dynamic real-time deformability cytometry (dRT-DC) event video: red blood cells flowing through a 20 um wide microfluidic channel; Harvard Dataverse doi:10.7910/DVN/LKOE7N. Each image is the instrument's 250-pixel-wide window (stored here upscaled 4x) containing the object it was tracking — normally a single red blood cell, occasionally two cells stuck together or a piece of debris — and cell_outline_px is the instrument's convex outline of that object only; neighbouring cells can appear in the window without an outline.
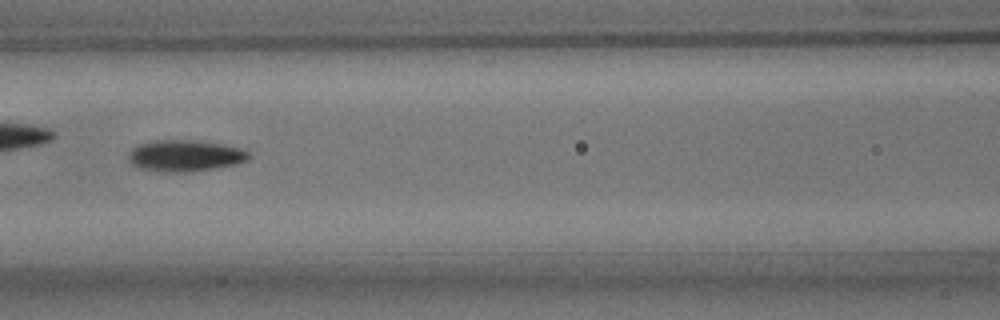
{"species": "common noctule bat (a hibernating species)", "species_latin": "Nyctalus noctula", "temperature_condition": "room temperature", "stored_images_in_passage": 26, "camera_frame_rate_fps": 3000, "um_per_image_px": 0.085, "animal": {"sex": "male", "body_mass_g": 15.6}, "frame": {"image": 1, "passage_image": 8, "time_ms": 2.333, "image_size_px": [1000, 320], "cell_outline_px": [[252, 156], [248, 160], [236, 164], [216, 168], [192, 172], [168, 172], [140, 168], [132, 164], [128, 160], [128, 156], [132, 148], [140, 144], [156, 140], [196, 140], [244, 148]], "centroid_in_image_um": [15.77, 13.24], "position_along_channel_um": 150.8, "area_um2": 22.14}}
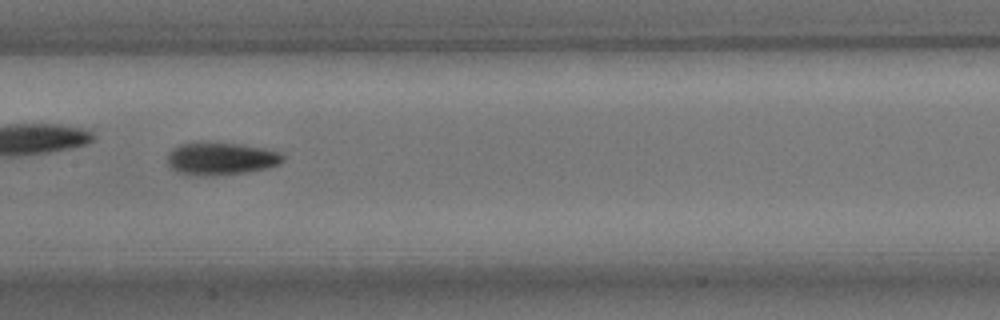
{"frame": {"image": 2, "passage_image": 11, "time_ms": 3.333, "image_size_px": [1000, 320], "cell_outline_px": [[284, 160], [280, 164], [268, 168], [248, 172], [212, 176], [204, 176], [180, 172], [172, 168], [168, 164], [168, 152], [172, 148], [180, 144], [200, 140], [240, 144], [264, 148], [280, 152], [284, 156]], "centroid_in_image_um": [18.79, 13.45], "position_along_channel_um": 188.6, "area_um2": 22.43}, "authors_computed_cell_mechanics": {"area_um2": 21.4727, "velocity_mm_per_s": 3.7723, "shape_relaxation_time_tau1_ms": 2.9824, "shape_relaxation_time_tau2_ms": 9.1017, "deformation_change_tau1": 0.1288, "deformation_change_tau2": 0.1565}}